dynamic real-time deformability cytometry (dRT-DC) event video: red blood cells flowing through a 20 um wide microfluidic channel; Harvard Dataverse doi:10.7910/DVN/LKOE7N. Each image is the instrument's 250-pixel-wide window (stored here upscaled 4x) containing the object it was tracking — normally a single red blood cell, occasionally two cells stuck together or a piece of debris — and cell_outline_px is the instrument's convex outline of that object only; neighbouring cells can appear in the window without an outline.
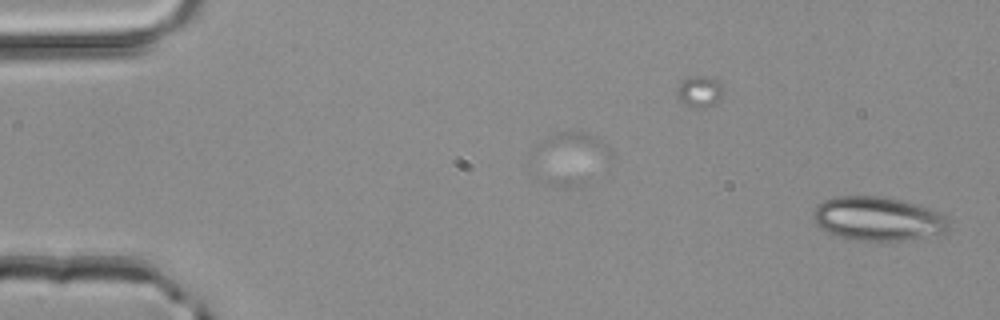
{"species": "common noctule bat (a hibernating species)", "species_latin": "Nyctalus noctula", "temperature_condition": "room temperature", "stored_images_in_passage": 3, "camera_frame_rate_fps": 3000, "um_per_image_px": 0.085, "animal": {"sex": "male", "body_mass_g": 20.4}, "frame": {"image": 1, "passage_image": 3, "time_ms": 0.667, "image_size_px": [1000, 320], "cell_outline_px": [[952, 228], [936, 236], [900, 240], [856, 240], [840, 236], [820, 228], [816, 224], [812, 212], [816, 204], [824, 200], [836, 196], [880, 196], [900, 200], [928, 208], [940, 212], [948, 220]], "centroid_in_image_um": [74.64, 18.59], "position_along_channel_um": 10.4, "area_um2": 34.68}}